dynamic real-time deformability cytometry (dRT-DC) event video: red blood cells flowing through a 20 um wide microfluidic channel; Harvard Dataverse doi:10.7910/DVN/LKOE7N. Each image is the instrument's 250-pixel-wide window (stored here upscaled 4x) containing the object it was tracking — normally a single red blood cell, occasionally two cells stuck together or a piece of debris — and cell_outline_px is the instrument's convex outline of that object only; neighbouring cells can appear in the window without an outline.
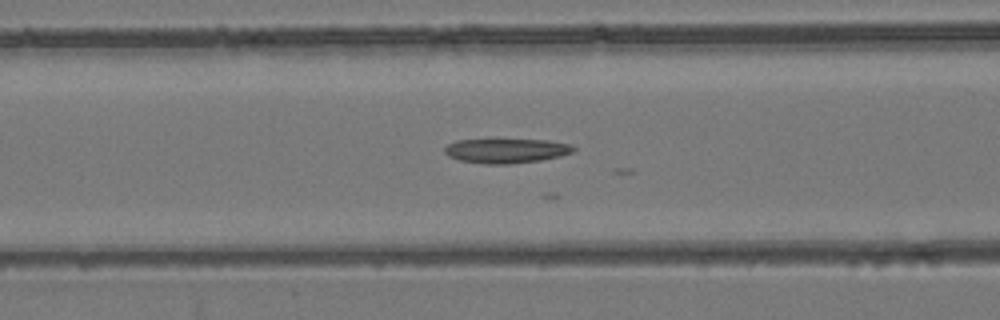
{"species": "common noctule bat (a hibernating species)", "species_latin": "Nyctalus noctula", "temperature_condition": "room temperature", "stored_images_in_passage": 33, "camera_frame_rate_fps": 3000, "um_per_image_px": 0.085, "animal": {"sex": "female", "body_mass_g": 24.6, "forearm_length_mm": 56.2}, "frame": {"image": 1, "passage_image": 22, "time_ms": 7.0, "image_size_px": [1000, 320], "cell_outline_px": [[576, 148], [572, 152], [560, 156], [540, 160], [508, 164], [484, 164], [460, 160], [448, 156], [444, 152], [444, 148], [448, 144], [456, 140], [548, 140], [572, 144]], "centroid_in_image_um": [43.03, 12.81], "position_along_channel_um": 123.6, "area_um2": 18.32}}
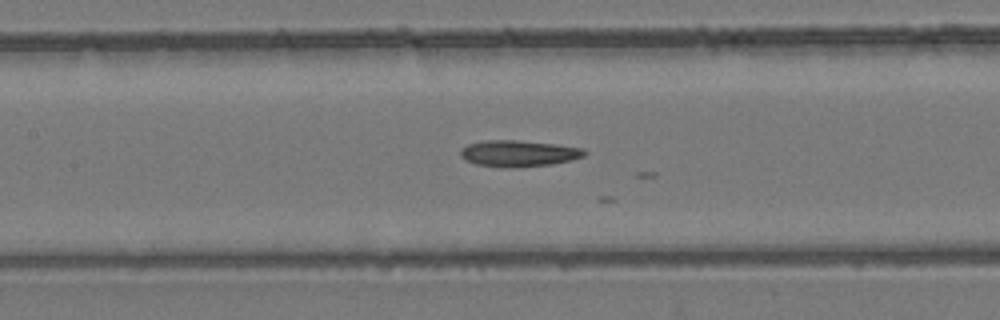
{"frame": {"image": 2, "passage_image": 25, "time_ms": 8.0, "image_size_px": [1000, 320], "cell_outline_px": [[588, 152], [584, 156], [572, 160], [552, 164], [512, 168], [476, 164], [464, 160], [460, 156], [460, 148], [468, 144], [484, 140], [520, 140], [556, 144], [584, 148]], "centroid_in_image_um": [44.09, 13.03], "position_along_channel_um": 163.3, "area_um2": 19.25}}
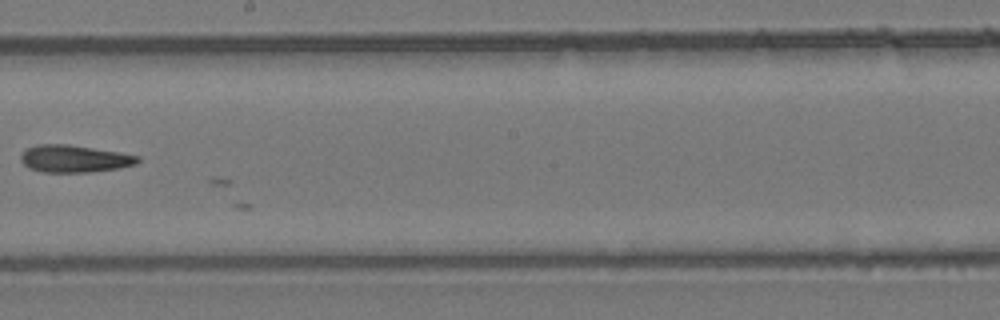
{"frame": {"image": 3, "passage_image": 31, "time_ms": 10.0, "image_size_px": [1000, 320], "cell_outline_px": [[140, 160], [136, 164], [120, 168], [88, 172], [40, 172], [28, 168], [20, 160], [20, 156], [28, 148], [36, 144], [68, 144], [120, 152], [140, 156]], "centroid_in_image_um": [6.32, 13.49], "position_along_channel_um": 241.9, "area_um2": 18.67}}